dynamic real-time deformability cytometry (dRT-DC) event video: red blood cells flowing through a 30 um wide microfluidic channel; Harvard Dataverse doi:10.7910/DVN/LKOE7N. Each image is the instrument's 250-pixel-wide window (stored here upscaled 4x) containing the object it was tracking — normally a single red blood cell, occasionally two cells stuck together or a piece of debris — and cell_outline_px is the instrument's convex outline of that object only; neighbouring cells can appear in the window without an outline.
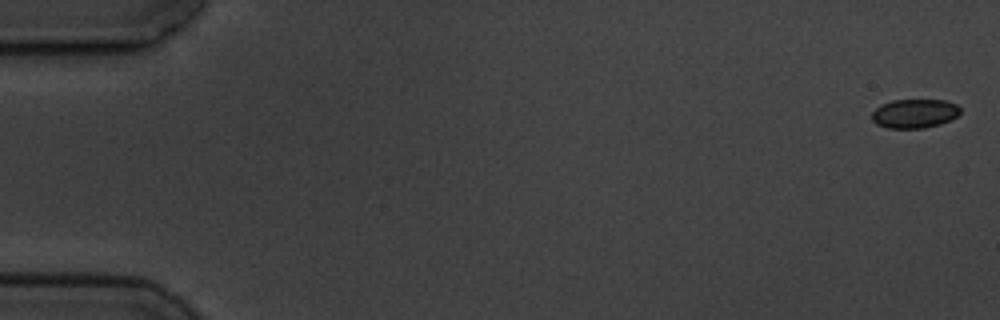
{"species": "common noctule bat (a hibernating species)", "species_latin": "Nyctalus noctula", "temperature_condition": "cold", "stored_images_in_passage": 6, "camera_frame_rate_fps": 3000, "um_per_image_px": 0.085, "animal": {"sex": "male", "body_mass_g": 19.5, "forearm_length_mm": 54.6}, "frame": {"image": 1, "passage_image": 1, "time_ms": 0.0, "image_size_px": [1000, 320], "cell_outline_px": [[960, 112], [956, 116], [940, 124], [924, 128], [888, 128], [876, 124], [872, 120], [872, 112], [880, 104], [892, 100], [944, 100], [956, 104], [960, 108]], "centroid_in_image_um": [77.7, 9.64], "position_along_channel_um": 7.3, "area_um2": 14.91}}
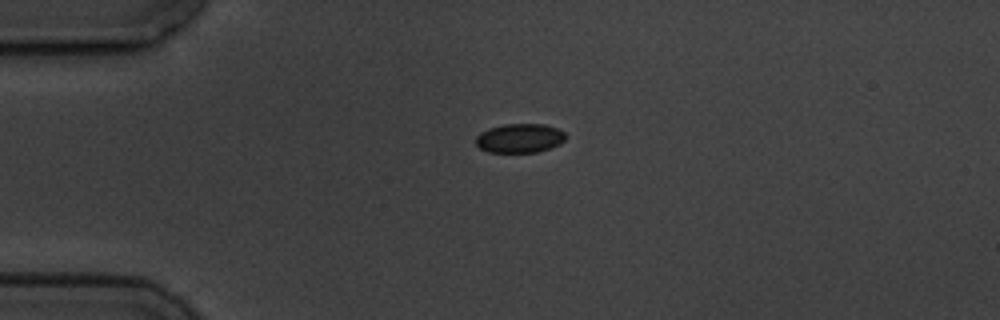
{"frame": {"image": 2, "passage_image": 4, "time_ms": 4.333, "image_size_px": [1000, 320], "cell_outline_px": [[568, 136], [560, 144], [536, 152], [488, 152], [480, 148], [476, 144], [476, 136], [480, 132], [488, 128], [504, 124], [544, 124], [556, 128], [564, 132]], "centroid_in_image_um": [44.17, 11.74], "position_along_channel_um": 40.8, "area_um2": 15.26}}
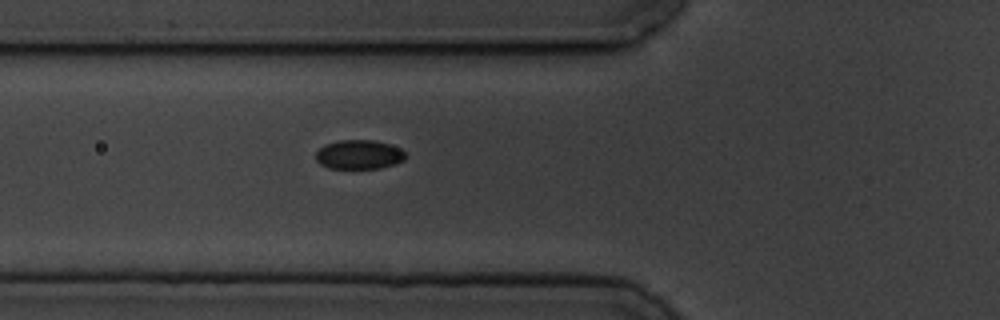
{"frame": {"image": 3, "passage_image": 6, "time_ms": 6.667, "image_size_px": [1000, 320], "cell_outline_px": [[404, 160], [396, 164], [380, 168], [328, 168], [320, 164], [316, 160], [316, 152], [324, 144], [340, 140], [372, 140], [388, 144], [400, 148], [404, 152]], "centroid_in_image_um": [30.49, 13.14], "position_along_channel_um": 95.3, "area_um2": 15.2}}